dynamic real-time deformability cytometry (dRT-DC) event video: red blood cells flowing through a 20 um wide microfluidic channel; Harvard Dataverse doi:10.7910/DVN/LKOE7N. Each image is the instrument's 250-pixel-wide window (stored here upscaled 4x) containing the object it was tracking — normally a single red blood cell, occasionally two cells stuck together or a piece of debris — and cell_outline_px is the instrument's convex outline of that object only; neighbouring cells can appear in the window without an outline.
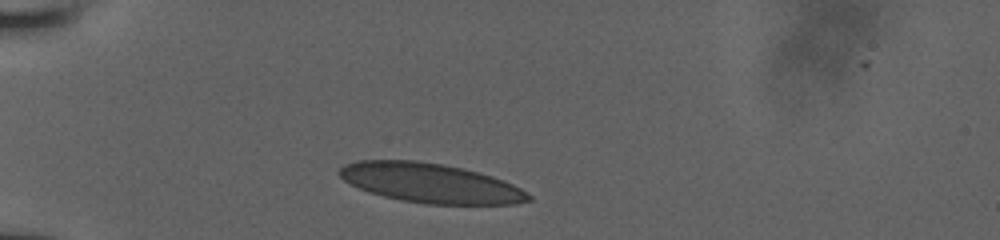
{"species": "human", "species_latin": "Homo sapiens", "temperature_condition": "room temperature", "stored_images_in_passage": 7, "camera_frame_rate_fps": 3000, "um_per_image_px": 0.085, "donor": {"sex": "male"}, "frame": {"image": 1, "passage_image": 2, "time_ms": 0.667, "image_size_px": [1000, 240], "cell_outline_px": [[532, 200], [516, 204], [424, 204], [400, 200], [368, 192], [344, 180], [336, 172], [344, 164], [356, 160], [412, 160], [440, 164], [464, 168], [492, 176], [504, 180], [520, 188], [532, 196]], "centroid_in_image_um": [36.58, 15.56], "position_along_channel_um": 48.4, "area_um2": 43.52}}
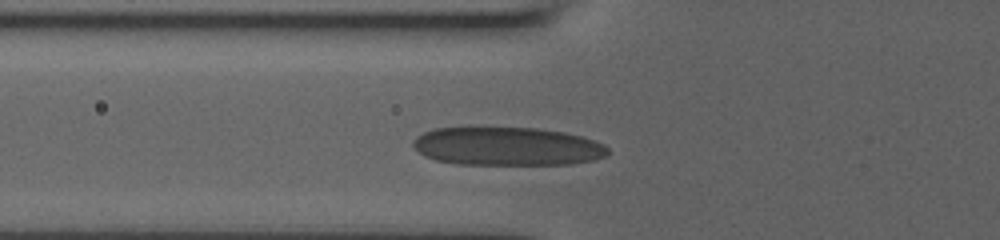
{"frame": {"image": 2, "passage_image": 4, "time_ms": 2.333, "image_size_px": [1000, 240], "cell_outline_px": [[608, 152], [604, 156], [596, 160], [568, 164], [456, 164], [436, 160], [424, 156], [412, 144], [412, 140], [416, 136], [424, 132], [436, 128], [468, 124], [472, 124], [536, 128], [564, 132], [580, 136], [604, 144], [608, 148]], "centroid_in_image_um": [43.02, 12.39], "position_along_channel_um": 82.8, "area_um2": 44.91}}
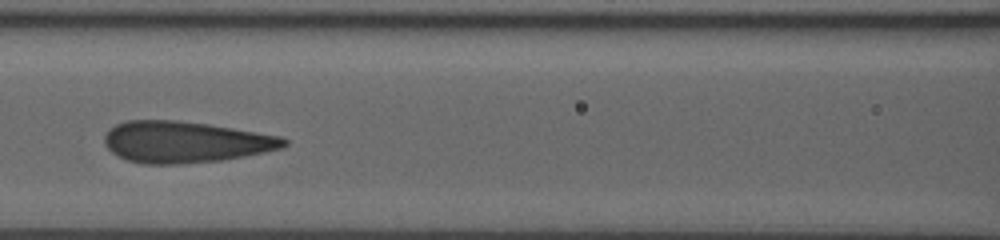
{"frame": {"image": 3, "passage_image": 6, "time_ms": 4.0, "image_size_px": [1000, 240], "cell_outline_px": [[288, 144], [284, 148], [244, 156], [220, 160], [180, 164], [144, 164], [128, 160], [112, 152], [104, 144], [104, 136], [116, 124], [128, 120], [176, 120], [208, 124], [280, 136], [288, 140]], "centroid_in_image_um": [15.76, 12.07], "position_along_channel_um": 150.8, "area_um2": 43.06}}